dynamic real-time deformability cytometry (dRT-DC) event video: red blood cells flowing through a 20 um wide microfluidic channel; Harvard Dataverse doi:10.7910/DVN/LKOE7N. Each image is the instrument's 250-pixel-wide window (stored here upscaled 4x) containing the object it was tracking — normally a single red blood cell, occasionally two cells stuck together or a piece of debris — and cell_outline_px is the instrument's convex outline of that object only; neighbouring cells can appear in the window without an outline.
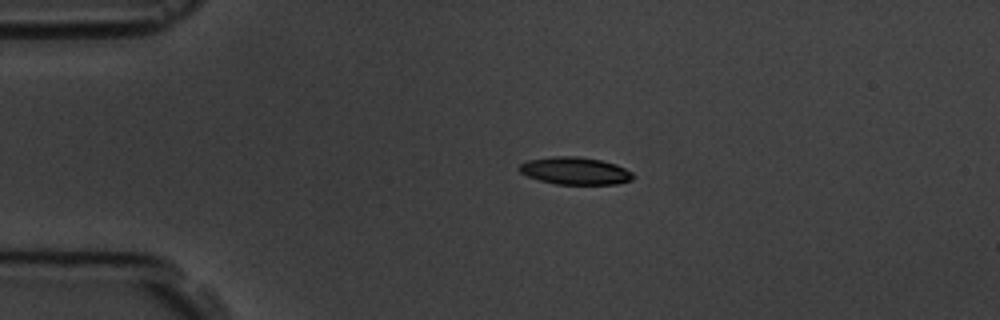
{"species": "common noctule bat (a hibernating species)", "species_latin": "Nyctalus noctula", "temperature_condition": "room temperature", "stored_images_in_passage": 3, "camera_frame_rate_fps": 3000, "um_per_image_px": 0.085, "animal": {"sex": "male", "body_mass_g": 19.5, "forearm_length_mm": 54.6}, "frame": {"image": 1, "passage_image": 2, "time_ms": 1.333, "image_size_px": [1000, 320], "cell_outline_px": [[632, 180], [616, 184], [556, 184], [540, 180], [528, 176], [520, 172], [516, 168], [520, 164], [528, 160], [552, 156], [576, 156], [600, 160], [616, 164], [632, 172]], "centroid_in_image_um": [48.85, 14.52], "position_along_channel_um": 36.1, "area_um2": 18.09}}